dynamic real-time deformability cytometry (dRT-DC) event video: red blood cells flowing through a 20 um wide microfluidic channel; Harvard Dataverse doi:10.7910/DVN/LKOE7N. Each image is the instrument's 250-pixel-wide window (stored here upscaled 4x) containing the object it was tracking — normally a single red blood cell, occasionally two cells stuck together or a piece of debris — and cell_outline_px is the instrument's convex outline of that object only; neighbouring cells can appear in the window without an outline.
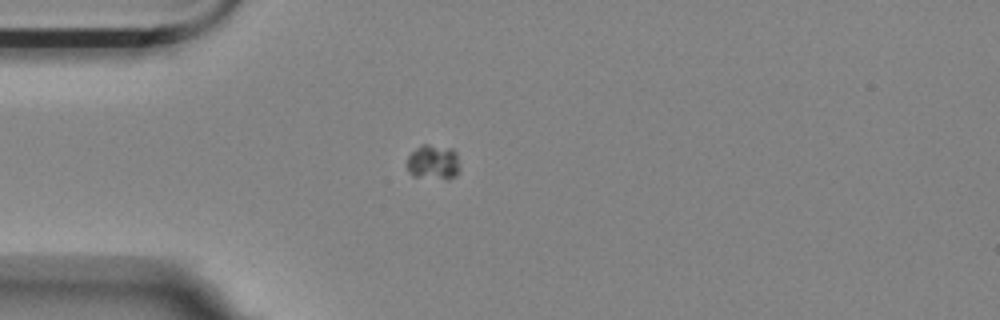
{"species": "Egyptian fruit bat (a non-hibernating species)", "species_latin": "Rousettus aegyptiacus", "temperature_condition": "room temperature", "stored_images_in_passage": 43, "camera_frame_rate_fps": 3000, "um_per_image_px": 0.085, "animal": {"sex": "female"}, "frame": {"image": 1, "passage_image": 1, "time_ms": 0.0, "image_size_px": [1000, 320], "cell_outline_px": [[460, 168], [456, 176], [412, 176], [408, 172], [408, 156], [420, 144], [428, 144], [452, 148], [456, 152]], "centroid_in_image_um": [36.82, 13.72], "position_along_channel_um": 48.2, "area_um2": 10.35}}
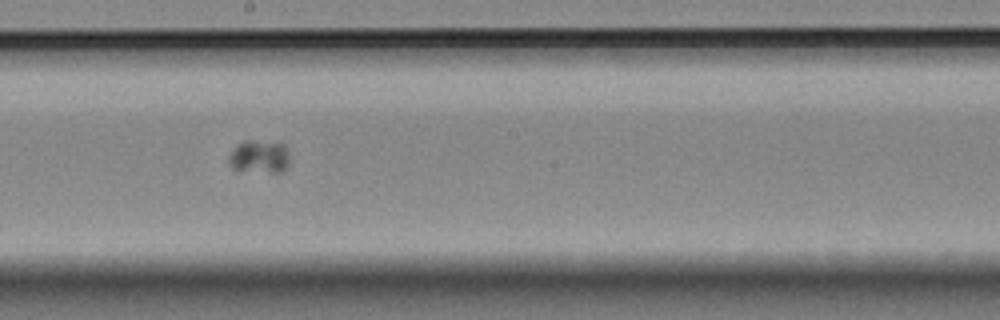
{"frame": {"image": 2, "passage_image": 17, "time_ms": 5.333, "image_size_px": [1000, 320], "cell_outline_px": [[288, 164], [280, 172], [236, 172], [228, 164], [228, 156], [236, 144], [244, 140], [252, 140], [284, 144], [288, 152]], "centroid_in_image_um": [21.96, 13.34], "position_along_channel_um": 226.2, "area_um2": 12.02}}
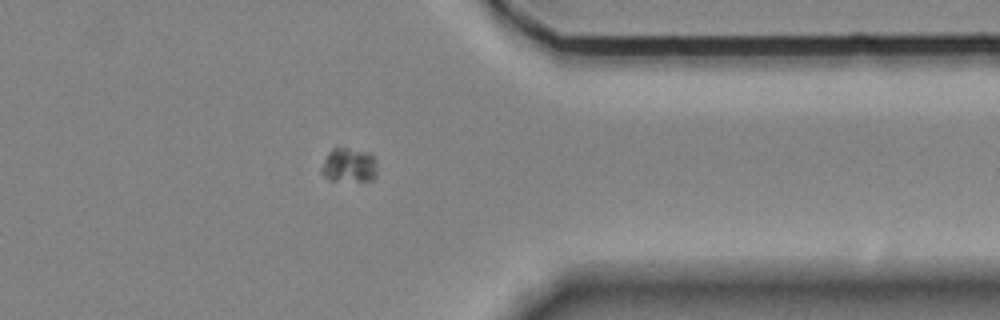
{"frame": {"image": 3, "passage_image": 31, "time_ms": 10.0, "image_size_px": [1000, 320], "cell_outline_px": [[376, 176], [372, 180], [332, 180], [324, 176], [320, 172], [320, 168], [328, 152], [332, 148], [348, 148], [368, 152], [376, 160]], "centroid_in_image_um": [29.65, 14.03], "position_along_channel_um": 381.8, "area_um2": 11.1}}